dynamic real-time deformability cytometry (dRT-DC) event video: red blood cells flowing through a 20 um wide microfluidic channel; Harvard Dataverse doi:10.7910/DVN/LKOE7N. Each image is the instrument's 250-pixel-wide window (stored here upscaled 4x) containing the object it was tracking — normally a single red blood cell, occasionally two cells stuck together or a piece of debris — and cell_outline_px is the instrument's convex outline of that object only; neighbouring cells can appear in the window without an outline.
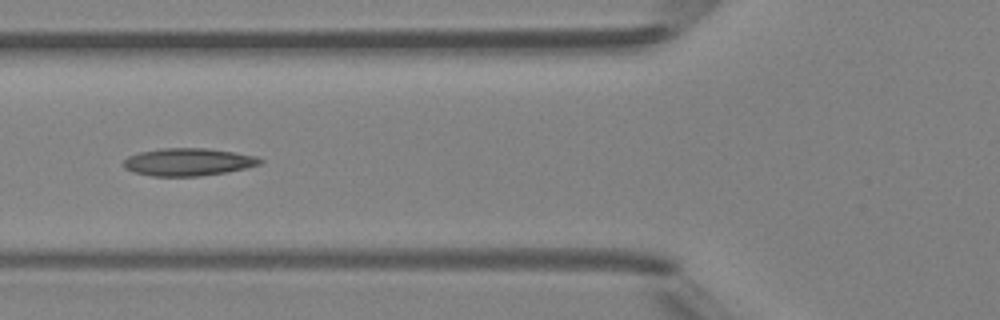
{"species": "Egyptian fruit bat (a non-hibernating species)", "species_latin": "Rousettus aegyptiacus", "temperature_condition": "room temperature", "stored_images_in_passage": 7, "camera_frame_rate_fps": 3000, "um_per_image_px": 0.085, "animal": {"sex": "female"}, "frame": {"image": 1, "passage_image": 6, "time_ms": 5.667, "image_size_px": [1000, 320], "cell_outline_px": [[264, 160], [260, 164], [248, 168], [228, 172], [200, 176], [152, 176], [132, 172], [124, 168], [124, 160], [128, 156], [140, 152], [160, 148], [208, 148], [236, 152], [256, 156]], "centroid_in_image_um": [16.02, 13.77], "position_along_channel_um": 109.8, "area_um2": 22.2}}
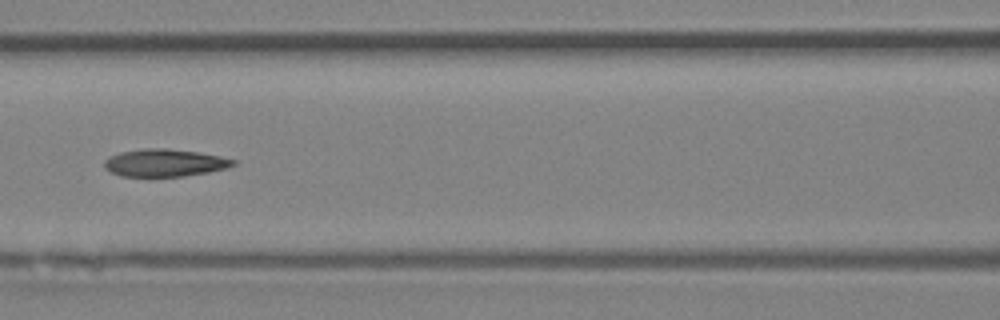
{"frame": {"image": 2, "passage_image": 7, "time_ms": 6.667, "image_size_px": [1000, 320], "cell_outline_px": [[236, 164], [228, 168], [208, 172], [184, 176], [148, 180], [120, 176], [104, 168], [104, 160], [120, 152], [140, 148], [164, 148], [196, 152], [220, 156], [236, 160]], "centroid_in_image_um": [13.95, 13.89], "position_along_channel_um": 152.7, "area_um2": 21.5}}